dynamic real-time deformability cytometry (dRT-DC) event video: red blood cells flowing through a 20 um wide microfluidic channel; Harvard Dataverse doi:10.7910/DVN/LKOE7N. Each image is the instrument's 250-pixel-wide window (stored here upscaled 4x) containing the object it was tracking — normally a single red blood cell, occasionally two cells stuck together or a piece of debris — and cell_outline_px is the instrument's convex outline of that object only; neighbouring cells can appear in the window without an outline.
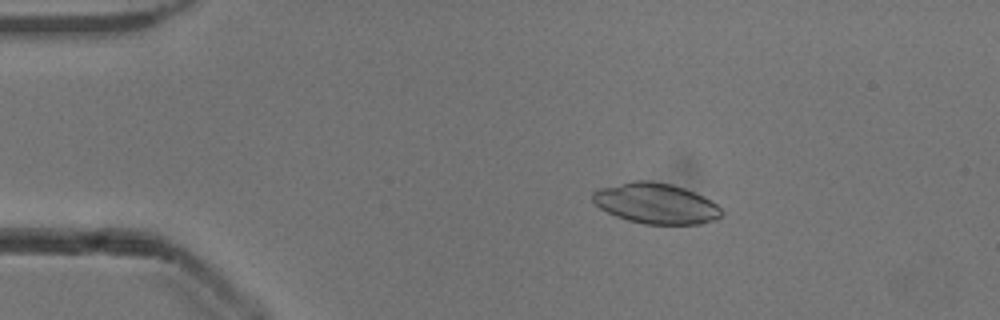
{"species": "common noctule bat (a hibernating species)", "species_latin": "Nyctalus noctula", "temperature_condition": "cold", "stored_images_in_passage": 50, "camera_frame_rate_fps": 3000, "um_per_image_px": 0.085, "animal": {"sex": "male", "body_mass_g": 13.3}, "frame": {"image": 1, "passage_image": 7, "time_ms": 2.0, "image_size_px": [1000, 320], "cell_outline_px": [[724, 216], [716, 220], [700, 224], [644, 224], [628, 220], [616, 216], [600, 208], [592, 200], [592, 192], [600, 188], [632, 180], [648, 180], [672, 184], [684, 188], [704, 196], [716, 204], [724, 212]], "centroid_in_image_um": [55.78, 17.29], "position_along_channel_um": 29.2, "area_um2": 30.63}}
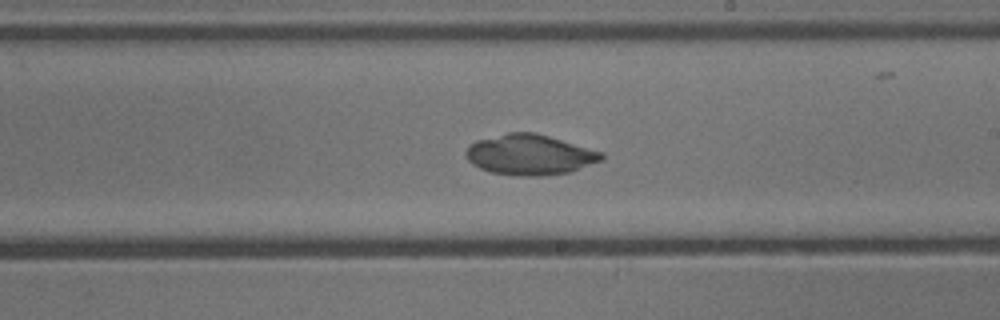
{"frame": {"image": 2, "passage_image": 28, "time_ms": 9.0, "image_size_px": [1000, 320], "cell_outline_px": [[604, 160], [572, 172], [544, 176], [516, 176], [492, 172], [480, 168], [472, 164], [468, 160], [464, 152], [468, 144], [476, 140], [508, 132], [536, 132], [604, 152]], "centroid_in_image_um": [45.05, 13.15], "position_along_channel_um": 243.9, "area_um2": 32.48}}
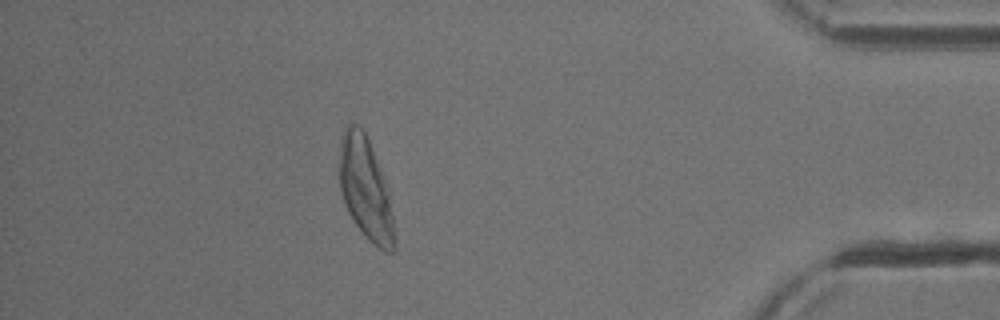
{"frame": {"image": 3, "passage_image": 44, "time_ms": 14.333, "image_size_px": [1000, 320], "cell_outline_px": [[396, 248], [392, 252], [384, 252], [372, 244], [368, 240], [356, 224], [348, 212], [344, 204], [340, 188], [336, 168], [340, 136], [344, 128], [348, 124], [356, 124], [364, 128], [384, 180], [388, 192], [396, 236]], "centroid_in_image_um": [31.02, 16.03], "position_along_channel_um": 404.2, "area_um2": 33.52}}